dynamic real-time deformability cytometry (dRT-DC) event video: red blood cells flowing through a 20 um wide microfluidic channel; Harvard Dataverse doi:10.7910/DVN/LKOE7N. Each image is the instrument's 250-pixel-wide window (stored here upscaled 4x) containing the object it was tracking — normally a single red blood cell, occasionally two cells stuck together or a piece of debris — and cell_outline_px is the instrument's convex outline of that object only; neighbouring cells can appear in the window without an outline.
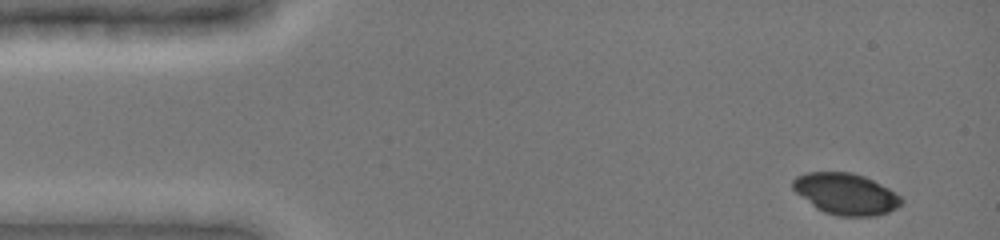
{"species": "common noctule bat (a hibernating species)", "species_latin": "Nyctalus noctula", "temperature_condition": "cold", "stored_images_in_passage": 6, "camera_frame_rate_fps": 3000, "um_per_image_px": 0.085, "animal": {"sex": "female", "body_mass_g": 19.0, "forearm_length_mm": 51.5}, "frame": {"image": 1, "passage_image": 1, "time_ms": 0.0, "image_size_px": [1000, 240], "cell_outline_px": [[904, 200], [896, 208], [888, 212], [876, 216], [840, 216], [824, 212], [816, 208], [796, 192], [792, 188], [792, 180], [796, 176], [804, 172], [852, 172], [864, 176], [888, 188], [900, 196]], "centroid_in_image_um": [71.87, 16.47], "position_along_channel_um": 13.1, "area_um2": 26.07}}
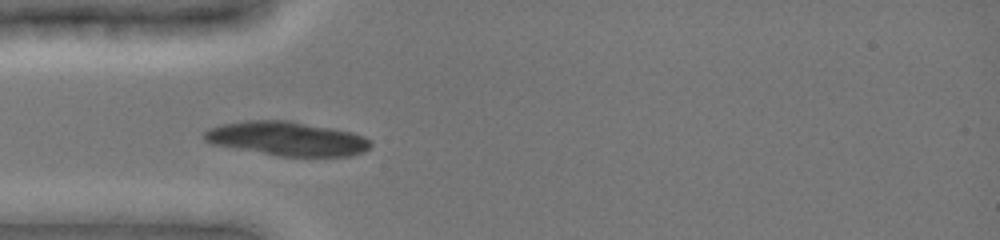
{"frame": {"image": 2, "passage_image": 5, "time_ms": 3.667, "image_size_px": [1000, 240], "cell_outline_px": [[372, 144], [364, 152], [348, 156], [280, 156], [212, 144], [204, 140], [204, 132], [208, 128], [220, 124], [244, 120], [292, 120], [352, 132], [364, 136], [372, 140]], "centroid_in_image_um": [24.4, 11.77], "position_along_channel_um": 60.6, "area_um2": 33.23}}